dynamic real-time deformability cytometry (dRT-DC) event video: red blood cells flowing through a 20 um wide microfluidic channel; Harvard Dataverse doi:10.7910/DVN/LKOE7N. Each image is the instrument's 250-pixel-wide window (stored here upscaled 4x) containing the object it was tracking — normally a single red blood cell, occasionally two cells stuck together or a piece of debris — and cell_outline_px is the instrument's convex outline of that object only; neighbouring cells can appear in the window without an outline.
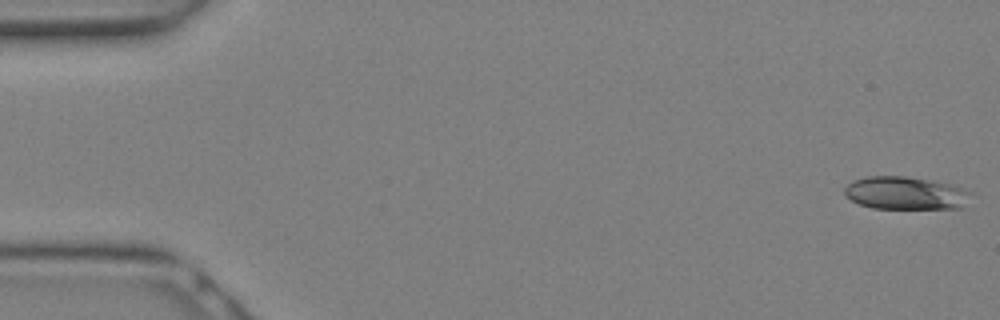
{"species": "Egyptian fruit bat (a non-hibernating species)", "species_latin": "Rousettus aegyptiacus", "temperature_condition": "warm", "stored_images_in_passage": 14, "camera_frame_rate_fps": 3000, "um_per_image_px": 0.085, "animal": {"sex": "female"}, "frame": {"image": 1, "passage_image": 1, "time_ms": 0.0, "image_size_px": [1000, 320], "cell_outline_px": [[972, 192], [960, 208], [872, 208], [860, 204], [852, 200], [844, 192], [844, 188], [852, 180], [864, 176], [904, 176], [928, 180], [948, 184]], "centroid_in_image_um": [76.9, 16.4], "position_along_channel_um": 8.1, "area_um2": 23.76}}
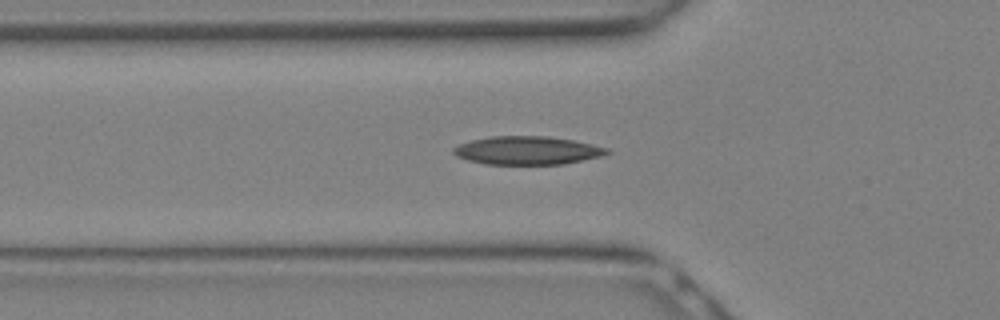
{"frame": {"image": 2, "passage_image": 10, "time_ms": 3.0, "image_size_px": [1000, 320], "cell_outline_px": [[612, 152], [600, 156], [564, 164], [484, 164], [468, 160], [456, 156], [452, 152], [452, 148], [468, 140], [488, 136], [548, 136], [572, 140], [592, 144], [608, 148]], "centroid_in_image_um": [44.78, 12.78], "position_along_channel_um": 81.0, "area_um2": 25.43}}
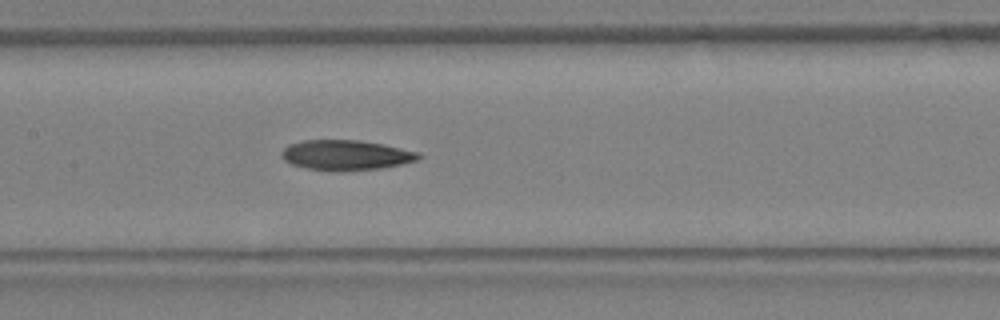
{"frame": {"image": 3, "passage_image": 14, "time_ms": 4.333, "image_size_px": [1000, 320], "cell_outline_px": [[424, 156], [416, 160], [400, 164], [380, 168], [308, 168], [292, 164], [284, 160], [280, 156], [280, 152], [288, 144], [304, 140], [356, 140], [384, 144], [420, 152]], "centroid_in_image_um": [29.41, 13.13], "position_along_channel_um": 178.0, "area_um2": 23.12}}